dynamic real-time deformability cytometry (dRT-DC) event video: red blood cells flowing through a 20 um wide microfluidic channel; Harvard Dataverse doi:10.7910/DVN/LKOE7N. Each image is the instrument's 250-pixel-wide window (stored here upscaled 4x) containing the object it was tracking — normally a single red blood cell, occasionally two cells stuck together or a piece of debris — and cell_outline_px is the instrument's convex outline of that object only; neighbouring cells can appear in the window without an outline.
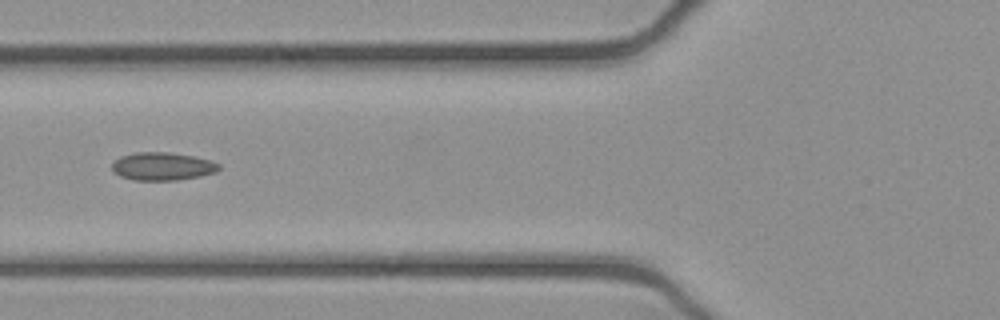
{"species": "common noctule bat (a hibernating species)", "species_latin": "Nyctalus noctula", "temperature_condition": "cold", "stored_images_in_passage": 13, "camera_frame_rate_fps": 3000, "um_per_image_px": 0.085, "animal": {"sex": "female", "body_mass_g": 21.9}, "frame": {"image": 1, "passage_image": 8, "time_ms": 2.333, "image_size_px": [1000, 320], "cell_outline_px": [[220, 168], [216, 172], [200, 176], [176, 180], [132, 180], [120, 176], [112, 172], [112, 164], [120, 156], [136, 152], [168, 152], [196, 156], [212, 160], [220, 164]], "centroid_in_image_um": [13.82, 14.13], "position_along_channel_um": 112.0, "area_um2": 17.63}}